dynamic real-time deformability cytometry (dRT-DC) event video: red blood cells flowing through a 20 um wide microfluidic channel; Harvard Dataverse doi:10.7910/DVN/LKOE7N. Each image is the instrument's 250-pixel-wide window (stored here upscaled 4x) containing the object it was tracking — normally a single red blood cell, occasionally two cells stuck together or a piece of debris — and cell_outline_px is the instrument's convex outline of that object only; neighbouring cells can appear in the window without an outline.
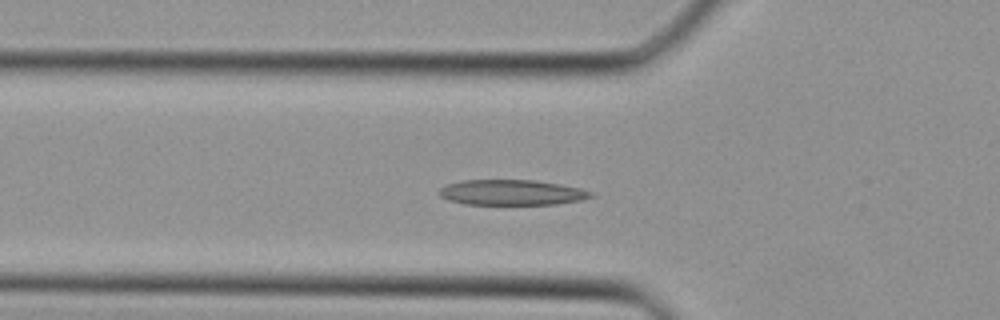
{"species": "Egyptian fruit bat (a non-hibernating species)", "species_latin": "Rousettus aegyptiacus", "temperature_condition": "cold", "stored_images_in_passage": 37, "camera_frame_rate_fps": 3000, "um_per_image_px": 0.085, "animal": {"sex": "female"}, "frame": {"image": 1, "passage_image": 12, "time_ms": 3.667, "image_size_px": [1000, 320], "cell_outline_px": [[596, 196], [580, 200], [556, 204], [464, 204], [448, 200], [440, 196], [440, 188], [448, 184], [460, 180], [532, 180], [560, 184], [580, 188], [592, 192]], "centroid_in_image_um": [43.5, 16.36], "position_along_channel_um": 82.3, "area_um2": 22.37}}
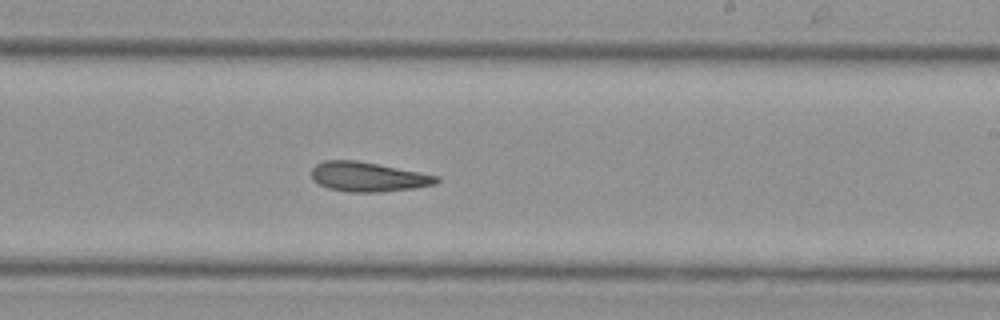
{"frame": {"image": 2, "passage_image": 22, "time_ms": 7.0, "image_size_px": [1000, 320], "cell_outline_px": [[440, 180], [436, 184], [412, 188], [380, 192], [352, 192], [328, 188], [312, 180], [312, 168], [316, 164], [324, 160], [356, 160], [420, 172], [440, 176]], "centroid_in_image_um": [31.29, 15.02], "position_along_channel_um": 257.7, "area_um2": 21.44}}
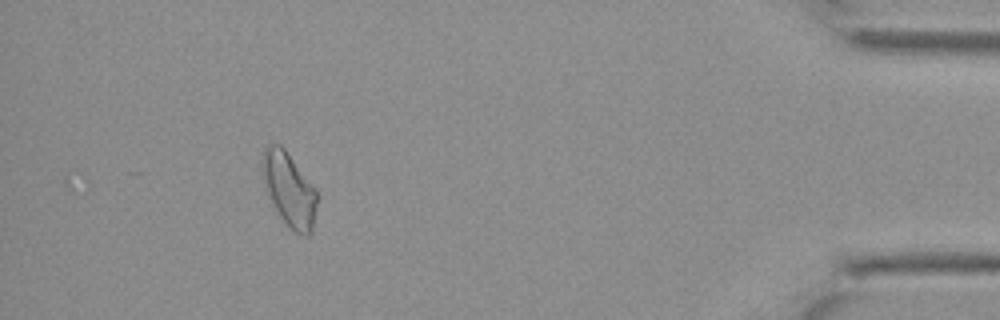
{"frame": {"image": 3, "passage_image": 34, "time_ms": 11.0, "image_size_px": [1000, 320], "cell_outline_px": [[320, 196], [312, 232], [308, 236], [304, 236], [296, 232], [280, 216], [268, 192], [260, 168], [264, 148], [268, 144], [280, 144], [284, 148], [316, 188]], "centroid_in_image_um": [24.63, 16.09], "position_along_channel_um": 410.6, "area_um2": 23.58}}